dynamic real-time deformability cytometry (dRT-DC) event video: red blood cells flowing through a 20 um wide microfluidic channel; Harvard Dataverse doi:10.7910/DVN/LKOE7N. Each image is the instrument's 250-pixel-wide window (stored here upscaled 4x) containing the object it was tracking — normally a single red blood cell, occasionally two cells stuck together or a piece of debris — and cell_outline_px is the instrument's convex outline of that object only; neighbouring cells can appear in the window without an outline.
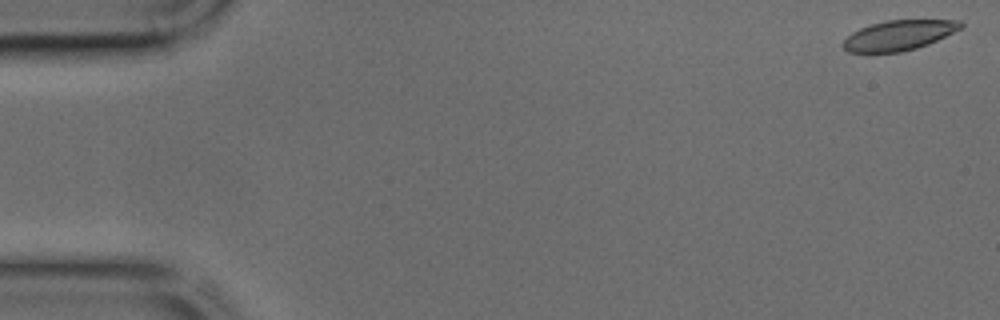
{"species": "common noctule bat (a hibernating species)", "species_latin": "Nyctalus noctula", "temperature_condition": "cold", "stored_images_in_passage": 44, "camera_frame_rate_fps": 3000, "um_per_image_px": 0.085, "animal": {"sex": "male", "body_mass_g": 17.9, "forearm_length_mm": 54.2}, "frame": {"image": 1, "passage_image": 1, "time_ms": 0.0, "image_size_px": [1000, 320], "cell_outline_px": [[964, 24], [960, 28], [928, 44], [916, 48], [900, 52], [848, 52], [844, 48], [844, 40], [852, 32], [860, 28], [872, 24], [888, 20], [960, 20]], "centroid_in_image_um": [76.39, 2.99], "position_along_channel_um": 8.6, "area_um2": 20.17}}
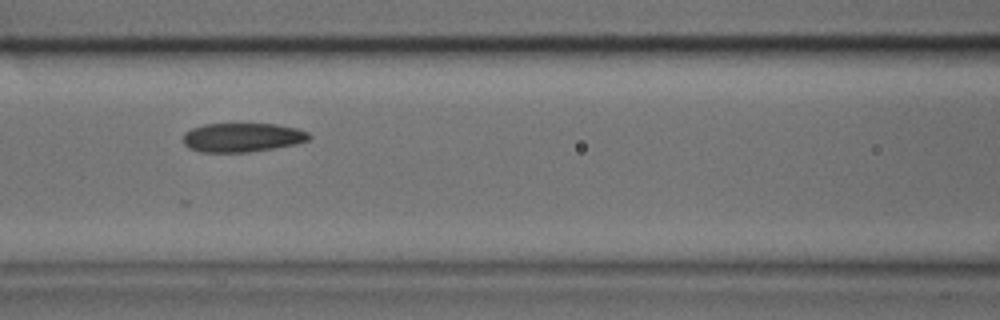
{"frame": {"image": 2, "passage_image": 19, "time_ms": 6.0, "image_size_px": [1000, 320], "cell_outline_px": [[312, 136], [308, 140], [296, 144], [248, 152], [200, 152], [188, 148], [184, 144], [184, 132], [192, 128], [204, 124], [276, 124], [296, 128], [308, 132]], "centroid_in_image_um": [20.58, 11.68], "position_along_channel_um": 146.0, "area_um2": 21.27}}
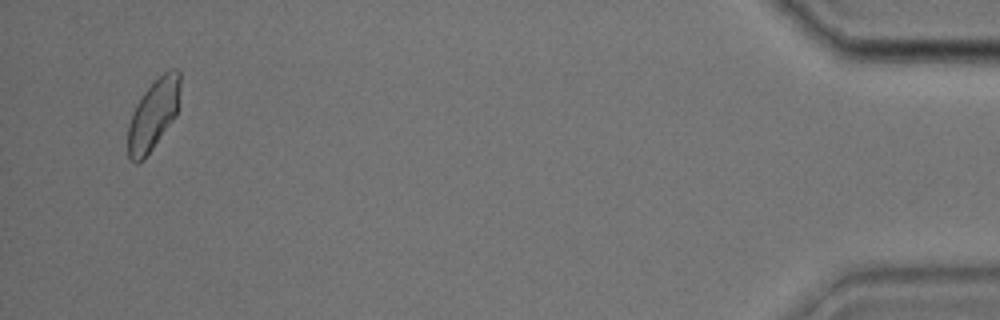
{"frame": {"image": 3, "passage_image": 43, "time_ms": 14.0, "image_size_px": [1000, 320], "cell_outline_px": [[180, 84], [176, 116], [144, 160], [136, 164], [128, 156], [128, 124], [132, 112], [136, 104], [144, 92], [164, 72], [172, 68], [176, 68], [180, 72]], "centroid_in_image_um": [13.02, 9.76], "position_along_channel_um": 422.2, "area_um2": 21.33}}